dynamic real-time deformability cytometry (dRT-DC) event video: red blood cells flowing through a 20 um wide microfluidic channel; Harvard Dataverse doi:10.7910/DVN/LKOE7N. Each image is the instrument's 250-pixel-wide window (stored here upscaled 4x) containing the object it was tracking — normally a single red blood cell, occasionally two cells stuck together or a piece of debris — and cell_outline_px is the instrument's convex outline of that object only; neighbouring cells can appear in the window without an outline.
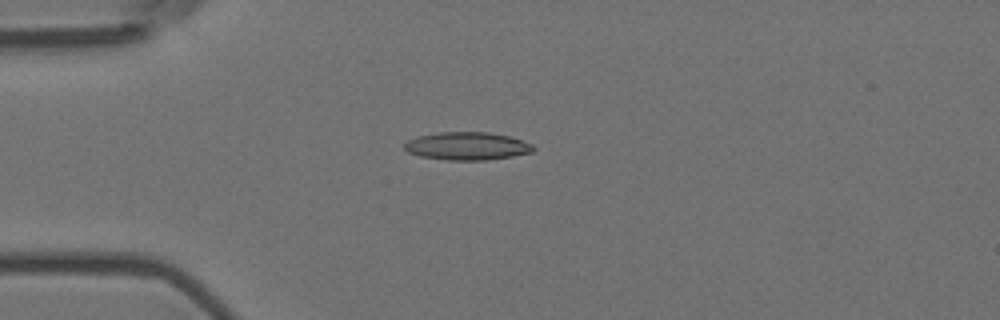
{"species": "Egyptian fruit bat (a non-hibernating species)", "species_latin": "Rousettus aegyptiacus", "temperature_condition": "room temperature", "stored_images_in_passage": 20, "camera_frame_rate_fps": 3000, "um_per_image_px": 0.085, "animal": {"sex": "female"}, "frame": {"image": 1, "passage_image": 4, "time_ms": 1.0, "image_size_px": [1000, 320], "cell_outline_px": [[536, 148], [532, 152], [512, 156], [488, 160], [448, 160], [420, 156], [408, 152], [404, 148], [404, 144], [408, 140], [416, 136], [440, 132], [488, 132], [508, 136], [532, 144]], "centroid_in_image_um": [39.69, 12.41], "position_along_channel_um": 45.3, "area_um2": 20.92}}
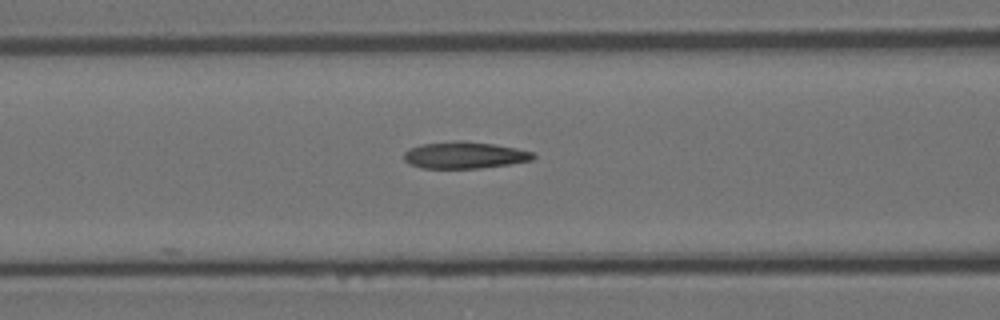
{"frame": {"image": 2, "passage_image": 12, "time_ms": 3.667, "image_size_px": [1000, 320], "cell_outline_px": [[536, 156], [532, 160], [508, 164], [480, 168], [420, 168], [408, 164], [404, 160], [404, 152], [408, 148], [424, 144], [456, 140], [464, 140], [492, 144], [516, 148], [532, 152]], "centroid_in_image_um": [39.44, 13.18], "position_along_channel_um": 127.2, "area_um2": 20.17}}
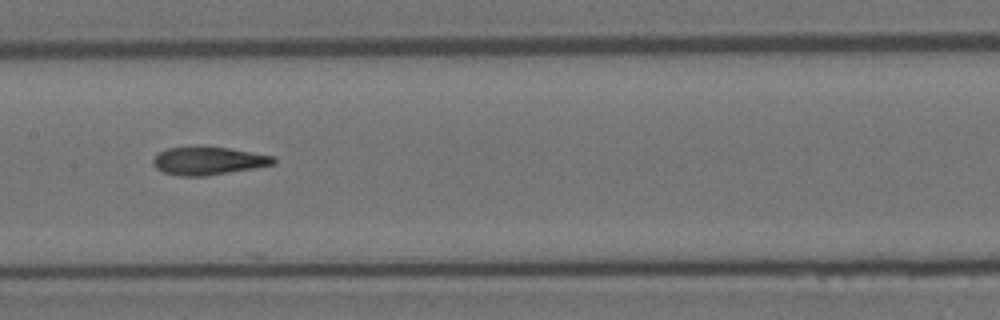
{"frame": {"image": 3, "passage_image": 17, "time_ms": 5.333, "image_size_px": [1000, 320], "cell_outline_px": [[276, 164], [256, 168], [208, 176], [180, 176], [164, 172], [156, 168], [152, 164], [152, 160], [160, 152], [168, 148], [228, 148], [276, 156]], "centroid_in_image_um": [17.77, 13.7], "position_along_channel_um": 189.6, "area_um2": 19.42}}